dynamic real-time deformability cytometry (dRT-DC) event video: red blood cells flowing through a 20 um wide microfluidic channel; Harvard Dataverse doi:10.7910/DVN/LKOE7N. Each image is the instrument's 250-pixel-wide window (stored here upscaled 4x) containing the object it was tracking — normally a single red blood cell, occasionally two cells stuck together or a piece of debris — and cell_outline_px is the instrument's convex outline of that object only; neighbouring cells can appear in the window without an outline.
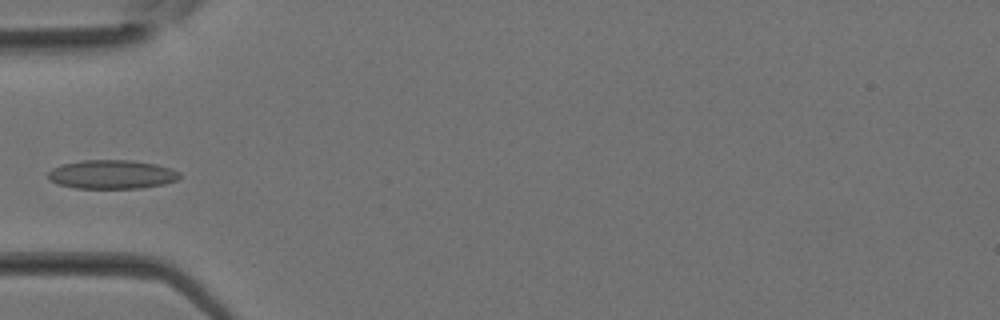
{"species": "Egyptian fruit bat (a non-hibernating species)", "species_latin": "Rousettus aegyptiacus", "temperature_condition": "room temperature", "stored_images_in_passage": 30, "camera_frame_rate_fps": 3000, "um_per_image_px": 0.085, "animal": {"sex": "female"}, "frame": {"image": 1, "passage_image": 7, "time_ms": 2.0, "image_size_px": [1000, 320], "cell_outline_px": [[180, 176], [176, 180], [164, 184], [140, 188], [76, 188], [60, 184], [48, 180], [48, 172], [52, 168], [60, 164], [84, 160], [132, 160], [156, 164], [172, 168], [180, 172]], "centroid_in_image_um": [9.51, 14.82], "position_along_channel_um": 75.5, "area_um2": 22.2}}
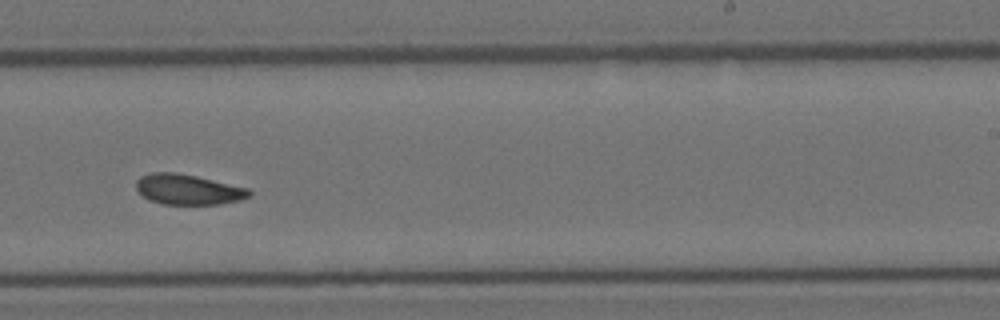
{"frame": {"image": 2, "passage_image": 17, "time_ms": 5.333, "image_size_px": [1000, 320], "cell_outline_px": [[252, 196], [240, 200], [220, 204], [160, 204], [148, 200], [136, 188], [136, 180], [140, 176], [152, 172], [176, 172], [196, 176], [248, 188], [252, 192]], "centroid_in_image_um": [15.98, 16.1], "position_along_channel_um": 273.0, "area_um2": 20.06}}
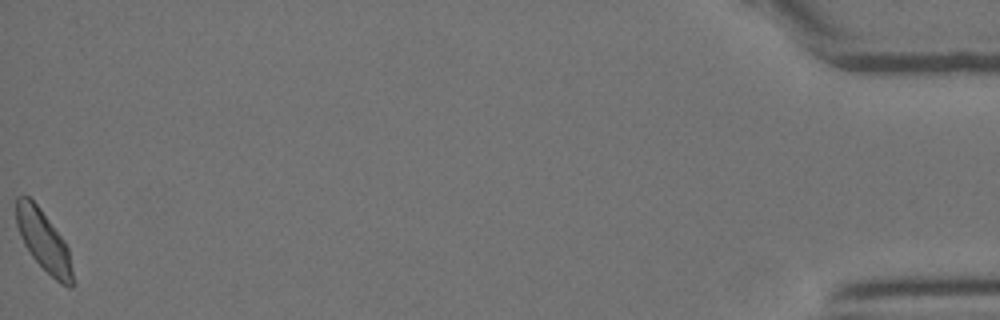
{"frame": {"image": 3, "passage_image": 30, "time_ms": 9.667, "image_size_px": [1000, 320], "cell_outline_px": [[72, 288], [68, 288], [60, 284], [32, 256], [24, 244], [20, 236], [16, 224], [16, 196], [24, 192], [40, 208], [64, 240], [68, 248], [72, 272]], "centroid_in_image_um": [3.68, 20.42], "position_along_channel_um": 431.5, "area_um2": 19.77}}